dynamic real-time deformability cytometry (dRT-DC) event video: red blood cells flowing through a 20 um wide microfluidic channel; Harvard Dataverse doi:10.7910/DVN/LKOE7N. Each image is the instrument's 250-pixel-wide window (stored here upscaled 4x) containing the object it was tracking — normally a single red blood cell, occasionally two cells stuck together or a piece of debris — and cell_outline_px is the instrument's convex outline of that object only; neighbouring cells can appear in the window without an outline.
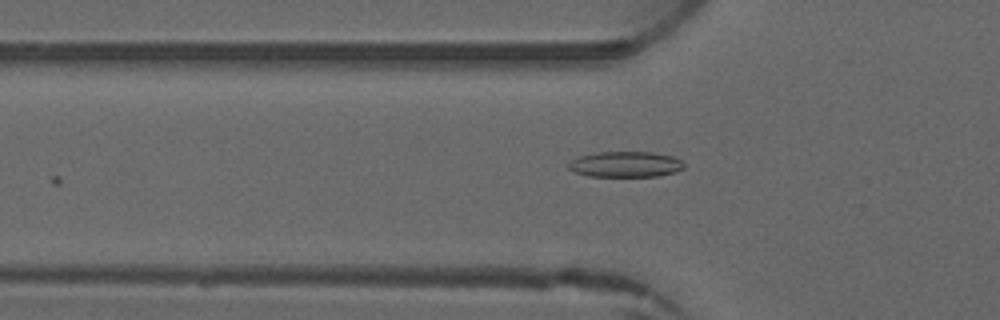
{"species": "common noctule bat (a hibernating species)", "species_latin": "Nyctalus noctula", "temperature_condition": "warm", "stored_images_in_passage": 6, "camera_frame_rate_fps": 3000, "um_per_image_px": 0.085, "animal": {"sex": "male", "forearm_length_mm": 52.5}, "frame": {"image": 1, "passage_image": 6, "time_ms": 5.667, "image_size_px": [1000, 320], "cell_outline_px": [[684, 168], [676, 172], [656, 176], [588, 176], [572, 172], [568, 168], [568, 164], [572, 160], [580, 156], [600, 152], [652, 152], [676, 156], [684, 164]], "centroid_in_image_um": [53.18, 13.97], "position_along_channel_um": 72.6, "area_um2": 17.34}}